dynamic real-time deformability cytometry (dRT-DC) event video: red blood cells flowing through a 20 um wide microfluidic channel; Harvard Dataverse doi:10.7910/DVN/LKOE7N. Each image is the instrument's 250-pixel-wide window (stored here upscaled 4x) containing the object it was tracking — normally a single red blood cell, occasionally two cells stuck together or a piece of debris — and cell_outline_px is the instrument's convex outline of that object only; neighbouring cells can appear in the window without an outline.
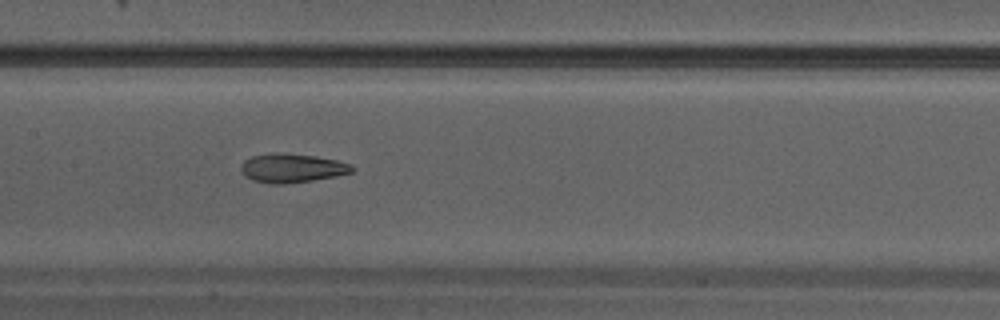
{"species": "Egyptian fruit bat (a non-hibernating species)", "species_latin": "Rousettus aegyptiacus", "temperature_condition": "warm", "stored_images_in_passage": 26, "camera_frame_rate_fps": 3000, "um_per_image_px": 0.085, "animal": {"sex": "male"}, "frame": {"image": 1, "passage_image": 11, "time_ms": 3.333, "image_size_px": [1000, 320], "cell_outline_px": [[356, 168], [352, 172], [336, 176], [312, 180], [284, 184], [268, 184], [252, 180], [244, 176], [240, 172], [240, 168], [244, 160], [252, 156], [276, 152], [280, 152], [316, 156], [336, 160], [352, 164]], "centroid_in_image_um": [24.8, 14.29], "position_along_channel_um": 182.6, "area_um2": 18.96}}